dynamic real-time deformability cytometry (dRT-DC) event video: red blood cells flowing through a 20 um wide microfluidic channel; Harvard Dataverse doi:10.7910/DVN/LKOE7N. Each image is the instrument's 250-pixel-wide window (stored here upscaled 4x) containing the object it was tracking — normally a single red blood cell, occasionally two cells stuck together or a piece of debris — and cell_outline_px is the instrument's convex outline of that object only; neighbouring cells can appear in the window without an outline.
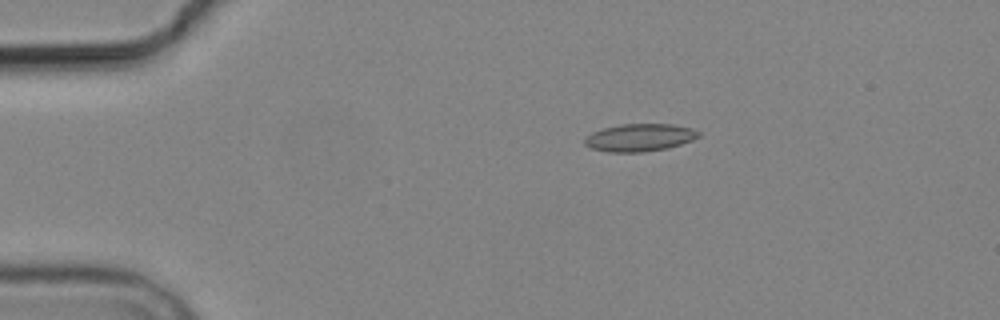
{"species": "common noctule bat (a hibernating species)", "species_latin": "Nyctalus noctula", "temperature_condition": "cold", "stored_images_in_passage": 9, "camera_frame_rate_fps": 3000, "um_per_image_px": 0.085, "animal": {"sex": "male", "body_mass_g": 19.2, "forearm_length_mm": 51.8}, "frame": {"image": 1, "passage_image": 4, "time_ms": 3.333, "image_size_px": [1000, 320], "cell_outline_px": [[700, 136], [692, 140], [668, 148], [644, 152], [608, 152], [592, 148], [584, 144], [584, 140], [592, 132], [604, 128], [620, 124], [672, 124], [692, 128], [700, 132]], "centroid_in_image_um": [54.39, 11.69], "position_along_channel_um": 30.6, "area_um2": 18.26}}
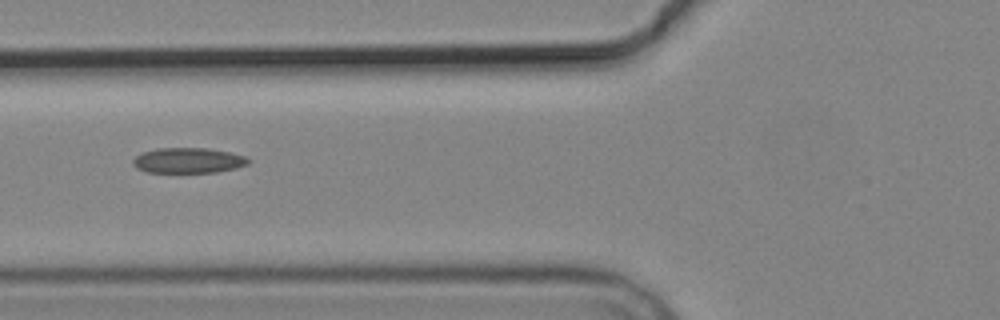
{"frame": {"image": 2, "passage_image": 7, "time_ms": 7.0, "image_size_px": [1000, 320], "cell_outline_px": [[252, 160], [248, 164], [236, 168], [216, 172], [148, 172], [136, 168], [132, 164], [132, 160], [140, 152], [156, 148], [208, 148], [228, 152], [244, 156]], "centroid_in_image_um": [15.97, 13.63], "position_along_channel_um": 109.8, "area_um2": 17.11}}
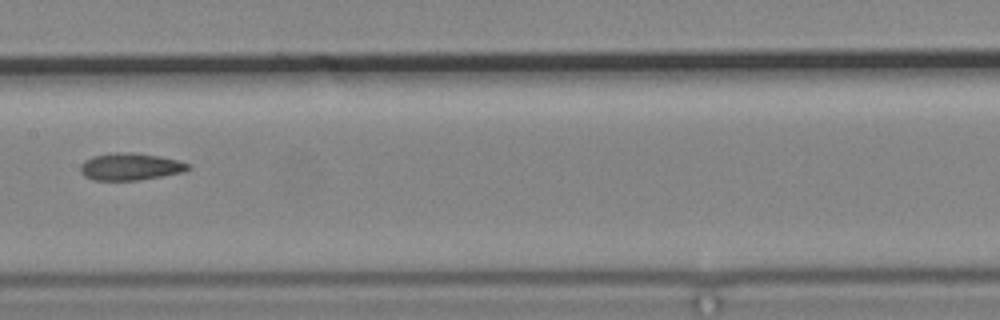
{"frame": {"image": 3, "passage_image": 9, "time_ms": 9.333, "image_size_px": [1000, 320], "cell_outline_px": [[192, 168], [184, 172], [136, 180], [92, 180], [84, 176], [80, 172], [80, 164], [84, 160], [92, 156], [112, 152], [132, 152], [160, 156], [176, 160], [188, 164]], "centroid_in_image_um": [11.03, 14.15], "position_along_channel_um": 196.4, "area_um2": 17.11}}